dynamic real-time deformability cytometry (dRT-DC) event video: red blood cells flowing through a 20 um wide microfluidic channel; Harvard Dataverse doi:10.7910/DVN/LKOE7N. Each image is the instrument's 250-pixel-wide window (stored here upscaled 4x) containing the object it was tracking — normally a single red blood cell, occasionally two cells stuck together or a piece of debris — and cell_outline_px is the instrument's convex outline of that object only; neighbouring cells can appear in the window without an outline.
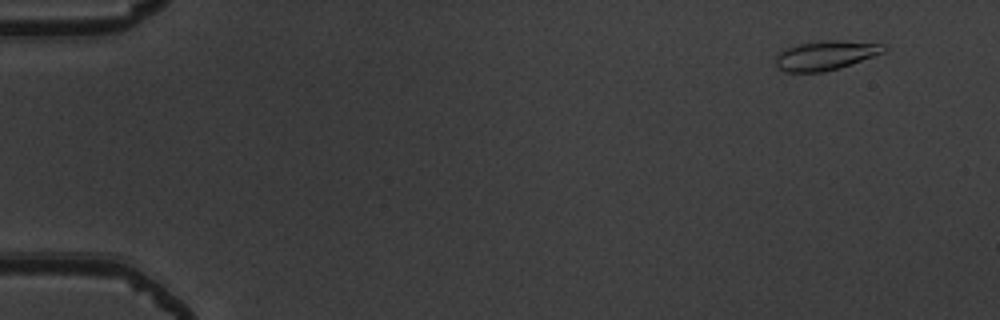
{"species": "common noctule bat (a hibernating species)", "species_latin": "Nyctalus noctula", "temperature_condition": "warm", "stored_images_in_passage": 50, "camera_frame_rate_fps": 3000, "um_per_image_px": 0.085, "animal": {"sex": "male", "body_mass_g": 19.5, "forearm_length_mm": 54.6}, "frame": {"image": 1, "passage_image": 1, "time_ms": 0.0, "image_size_px": [1000, 320], "cell_outline_px": [[888, 48], [884, 52], [840, 68], [824, 72], [784, 72], [776, 68], [776, 52], [784, 48], [800, 44], [828, 40], [836, 40], [884, 44]], "centroid_in_image_um": [70.13, 4.72], "position_along_channel_um": 14.9, "area_um2": 18.55}}
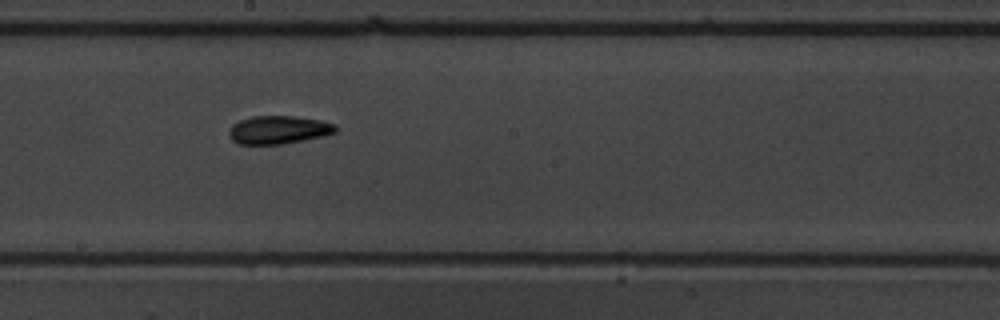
{"frame": {"image": 2, "passage_image": 27, "time_ms": 8.667, "image_size_px": [1000, 320], "cell_outline_px": [[336, 132], [324, 136], [304, 140], [280, 144], [240, 144], [232, 140], [228, 132], [232, 124], [240, 120], [252, 116], [292, 116], [320, 120], [336, 124]], "centroid_in_image_um": [23.67, 11.03], "position_along_channel_um": 224.5, "area_um2": 17.46}}
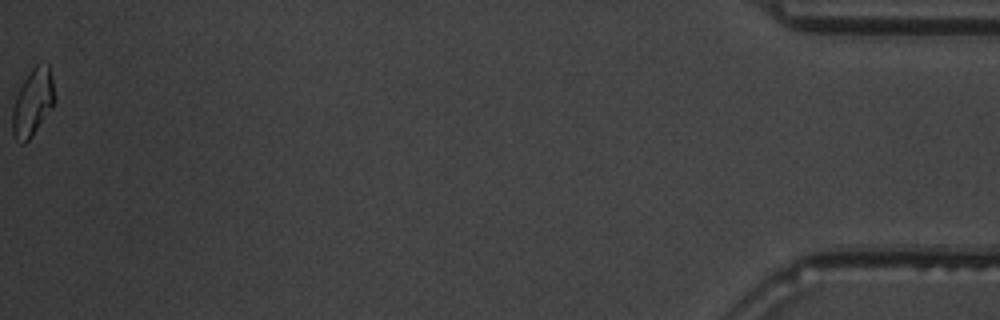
{"frame": {"image": 3, "passage_image": 50, "time_ms": 16.333, "image_size_px": [1000, 320], "cell_outline_px": [[56, 100], [32, 136], [24, 144], [20, 144], [16, 140], [12, 132], [12, 108], [16, 96], [28, 72], [36, 64], [48, 64], [56, 96]], "centroid_in_image_um": [2.77, 8.72], "position_along_channel_um": 432.4, "area_um2": 16.42}, "authors_computed_cell_mechanics": {"area_um2": 17.1955, "velocity_mm_per_s": 3.9171, "shape_relaxation_time_tau1_ms": 4.6758, "shape_relaxation_time_tau2_ms": 3.3075, "deformation_change_tau1": 0.1223, "deformation_change_tau2": 0.086}}